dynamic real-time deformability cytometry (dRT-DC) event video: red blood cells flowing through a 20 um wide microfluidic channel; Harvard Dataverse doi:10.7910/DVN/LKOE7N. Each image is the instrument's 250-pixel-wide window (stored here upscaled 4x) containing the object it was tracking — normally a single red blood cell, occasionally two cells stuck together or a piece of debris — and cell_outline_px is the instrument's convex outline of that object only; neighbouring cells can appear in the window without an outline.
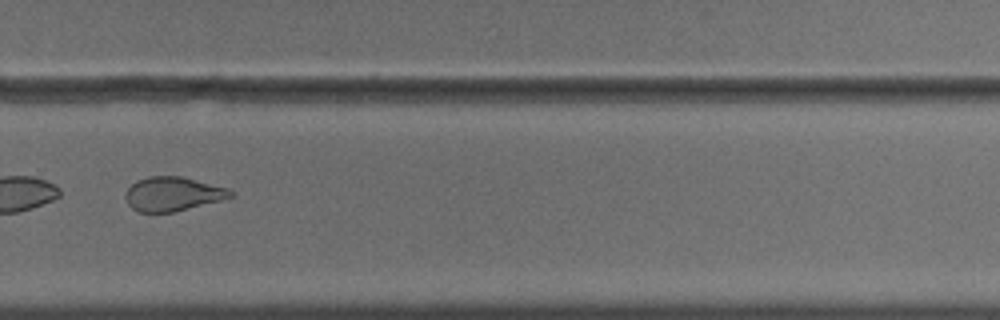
{"species": "common noctule bat (a hibernating species)", "species_latin": "Nyctalus noctula", "temperature_condition": "cold", "stored_images_in_passage": 55, "camera_frame_rate_fps": 3000, "um_per_image_px": 0.085, "animal": {"sex": "male", "body_mass_g": 18.8}, "frame": {"image": 1, "passage_image": 40, "time_ms": 13.0, "image_size_px": [1000, 320], "cell_outline_px": [[236, 196], [224, 200], [172, 212], [136, 212], [128, 204], [124, 196], [128, 188], [136, 180], [148, 176], [180, 176], [228, 188], [236, 192]], "centroid_in_image_um": [14.71, 16.49], "position_along_channel_um": 315.1, "area_um2": 21.1}}